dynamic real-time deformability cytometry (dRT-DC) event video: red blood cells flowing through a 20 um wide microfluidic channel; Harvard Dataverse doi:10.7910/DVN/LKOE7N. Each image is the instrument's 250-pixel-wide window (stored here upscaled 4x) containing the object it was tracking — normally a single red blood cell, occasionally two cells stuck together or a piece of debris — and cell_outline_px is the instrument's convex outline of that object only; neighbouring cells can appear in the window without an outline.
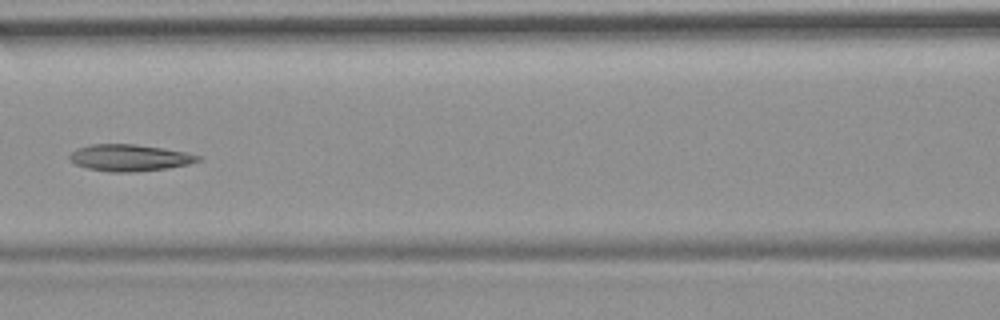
{"species": "common noctule bat (a hibernating species)", "species_latin": "Nyctalus noctula", "temperature_condition": "room temperature", "stored_images_in_passage": 10, "camera_frame_rate_fps": 3000, "um_per_image_px": 0.085, "animal": {"sex": "female", "body_mass_g": 19.9}, "frame": {"image": 1, "passage_image": 7, "time_ms": 8.0, "image_size_px": [1000, 320], "cell_outline_px": [[204, 160], [188, 164], [168, 168], [136, 172], [112, 172], [88, 168], [76, 164], [68, 160], [68, 156], [76, 148], [88, 144], [136, 144], [164, 148], [188, 152], [204, 156]], "centroid_in_image_um": [11.06, 13.4], "position_along_channel_um": 155.5, "area_um2": 20.35}}